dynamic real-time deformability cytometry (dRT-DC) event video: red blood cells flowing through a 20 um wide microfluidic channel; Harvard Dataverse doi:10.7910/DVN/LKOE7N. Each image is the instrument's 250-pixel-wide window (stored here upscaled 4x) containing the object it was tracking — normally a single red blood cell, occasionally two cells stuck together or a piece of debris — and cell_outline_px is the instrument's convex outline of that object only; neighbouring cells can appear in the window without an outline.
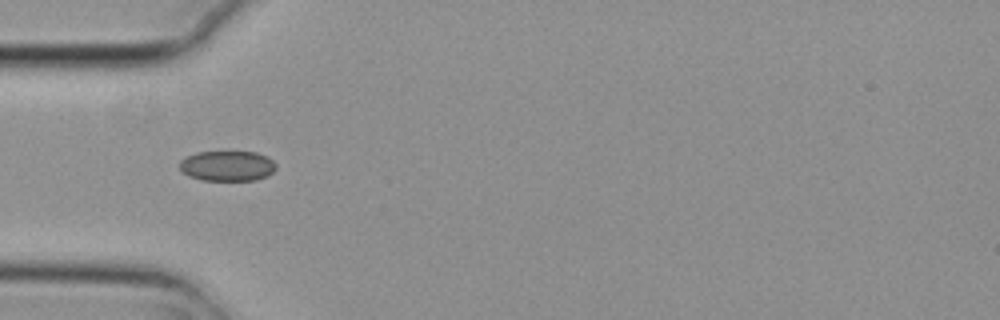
{"species": "common noctule bat (a hibernating species)", "species_latin": "Nyctalus noctula", "temperature_condition": "cold", "stored_images_in_passage": 5, "camera_frame_rate_fps": 3000, "um_per_image_px": 0.085, "animal": {"sex": "female", "body_mass_g": 29.2, "forearm_length_mm": 56.3}, "frame": {"image": 1, "passage_image": 1, "time_ms": 0.0, "image_size_px": [1000, 320], "cell_outline_px": [[276, 168], [272, 172], [256, 180], [200, 180], [188, 176], [180, 168], [180, 160], [196, 152], [256, 152], [268, 156], [276, 164]], "centroid_in_image_um": [19.32, 14.1], "position_along_channel_um": 65.7, "area_um2": 16.94}}
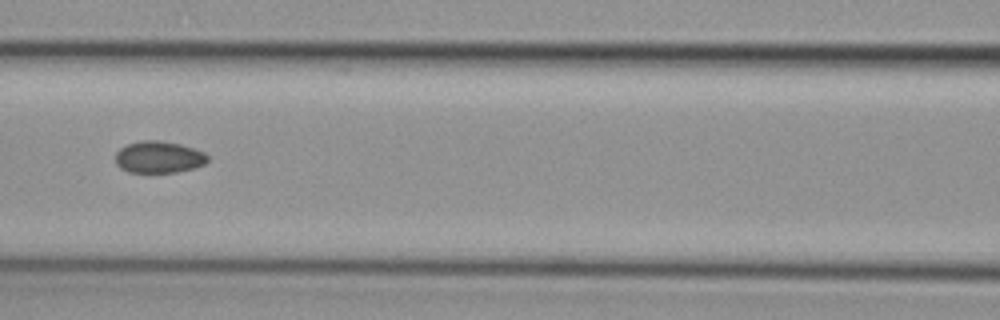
{"frame": {"image": 2, "passage_image": 3, "time_ms": 0.667, "image_size_px": [1000, 320], "cell_outline_px": [[208, 160], [204, 164], [196, 168], [176, 172], [128, 172], [120, 168], [116, 164], [116, 152], [120, 148], [128, 144], [140, 140], [160, 140], [180, 144], [204, 152], [208, 156]], "centroid_in_image_um": [13.49, 13.35], "position_along_channel_um": 153.1, "area_um2": 17.17}}
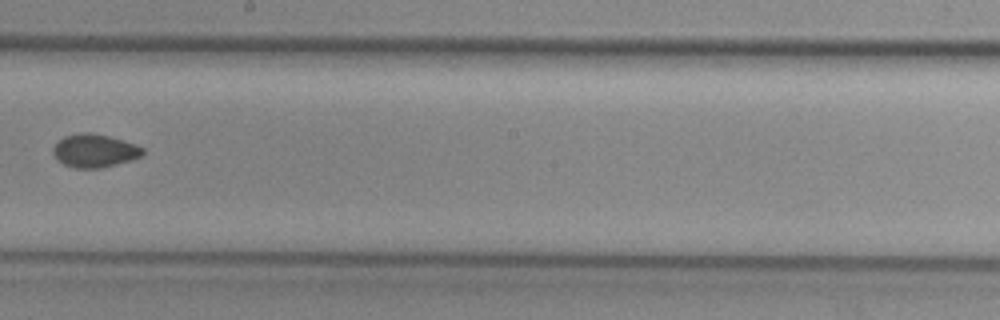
{"frame": {"image": 3, "passage_image": 5, "time_ms": 1.333, "image_size_px": [1000, 320], "cell_outline_px": [[144, 152], [140, 156], [132, 160], [104, 168], [76, 168], [64, 164], [52, 152], [52, 148], [64, 136], [84, 132], [92, 132], [108, 136], [136, 144], [144, 148]], "centroid_in_image_um": [8.07, 12.81], "position_along_channel_um": 240.1, "area_um2": 17.28}}